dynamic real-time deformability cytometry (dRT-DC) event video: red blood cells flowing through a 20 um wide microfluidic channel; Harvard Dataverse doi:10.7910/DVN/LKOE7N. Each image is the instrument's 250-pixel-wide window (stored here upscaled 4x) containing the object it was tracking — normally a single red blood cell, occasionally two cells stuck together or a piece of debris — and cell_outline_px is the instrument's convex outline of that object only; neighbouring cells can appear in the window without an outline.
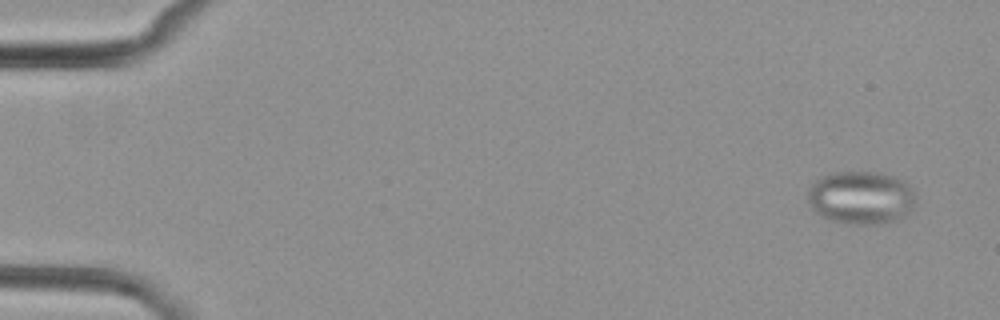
{"species": "common noctule bat (a hibernating species)", "species_latin": "Nyctalus noctula", "temperature_condition": "cold", "stored_images_in_passage": 5, "camera_frame_rate_fps": 3000, "um_per_image_px": 0.085, "animal": {"sex": "female", "body_mass_g": 29.2, "forearm_length_mm": 56.3}, "frame": {"image": 1, "passage_image": 1, "time_ms": 0.0, "image_size_px": [1000, 320], "cell_outline_px": [[916, 204], [912, 212], [892, 220], [880, 224], [852, 224], [832, 220], [820, 216], [812, 208], [808, 200], [808, 188], [820, 176], [836, 172], [880, 172], [896, 176], [908, 184], [912, 188], [916, 200]], "centroid_in_image_um": [73.21, 16.78], "position_along_channel_um": 11.8, "area_um2": 33.64}}